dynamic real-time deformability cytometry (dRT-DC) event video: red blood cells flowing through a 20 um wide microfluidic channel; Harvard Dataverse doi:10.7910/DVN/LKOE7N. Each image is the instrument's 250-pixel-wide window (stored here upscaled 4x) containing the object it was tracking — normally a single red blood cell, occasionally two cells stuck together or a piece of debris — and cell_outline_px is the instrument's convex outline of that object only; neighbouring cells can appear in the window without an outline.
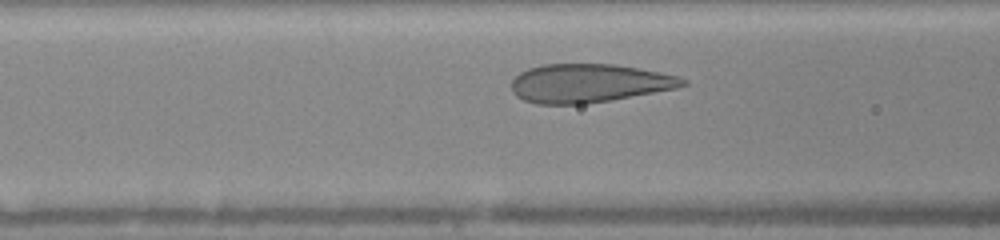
{"species": "human", "species_latin": "Homo sapiens", "temperature_condition": "warm", "stored_images_in_passage": 28, "camera_frame_rate_fps": 3000, "um_per_image_px": 0.085, "donor": {"sex": "female"}, "frame": {"image": 1, "passage_image": 6, "time_ms": 1.667, "image_size_px": [1000, 240], "cell_outline_px": [[688, 84], [676, 88], [612, 100], [584, 104], [536, 104], [524, 100], [516, 96], [512, 92], [512, 80], [520, 72], [528, 68], [544, 64], [616, 64], [640, 68], [676, 76], [688, 80]], "centroid_in_image_um": [50.04, 7.07], "position_along_channel_um": 116.6, "area_um2": 38.55}}
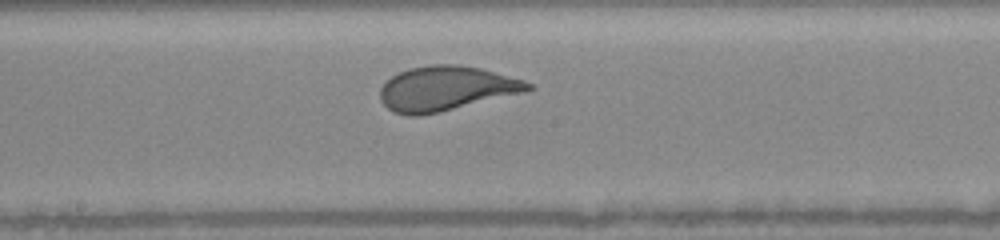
{"frame": {"image": 2, "passage_image": 13, "time_ms": 4.0, "image_size_px": [1000, 240], "cell_outline_px": [[532, 88], [524, 92], [440, 112], [420, 116], [408, 116], [392, 112], [380, 100], [380, 88], [392, 76], [408, 68], [432, 64], [456, 64], [480, 68], [524, 80], [532, 84]], "centroid_in_image_um": [37.88, 7.53], "position_along_channel_um": 210.3, "area_um2": 38.32}}
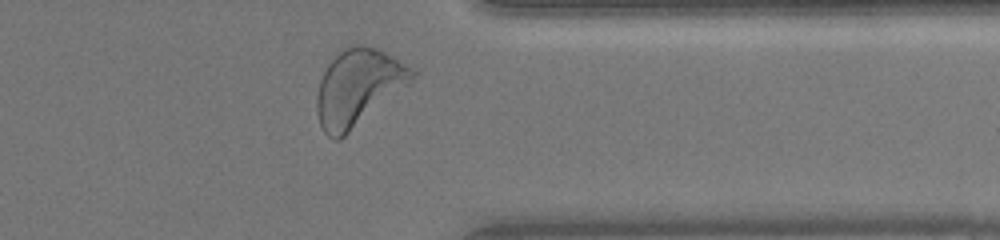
{"frame": {"image": 3, "passage_image": 26, "time_ms": 8.333, "image_size_px": [1000, 240], "cell_outline_px": [[420, 72], [408, 84], [340, 140], [336, 140], [328, 136], [324, 132], [320, 124], [316, 112], [316, 96], [320, 80], [328, 64], [348, 44], [364, 44], [376, 48], [384, 52]], "centroid_in_image_um": [30.43, 7.42], "position_along_channel_um": 381.0, "area_um2": 42.19}, "authors_computed_cell_mechanics": {"area_um2": 38.437, "velocity_mm_per_s": 4.0076, "shape_relaxation_time_tau1_ms": 2.1614, "shape_relaxation_time_tau2_ms": null, "deformation_change_tau1": 0.138, "deformation_change_tau2": null}}